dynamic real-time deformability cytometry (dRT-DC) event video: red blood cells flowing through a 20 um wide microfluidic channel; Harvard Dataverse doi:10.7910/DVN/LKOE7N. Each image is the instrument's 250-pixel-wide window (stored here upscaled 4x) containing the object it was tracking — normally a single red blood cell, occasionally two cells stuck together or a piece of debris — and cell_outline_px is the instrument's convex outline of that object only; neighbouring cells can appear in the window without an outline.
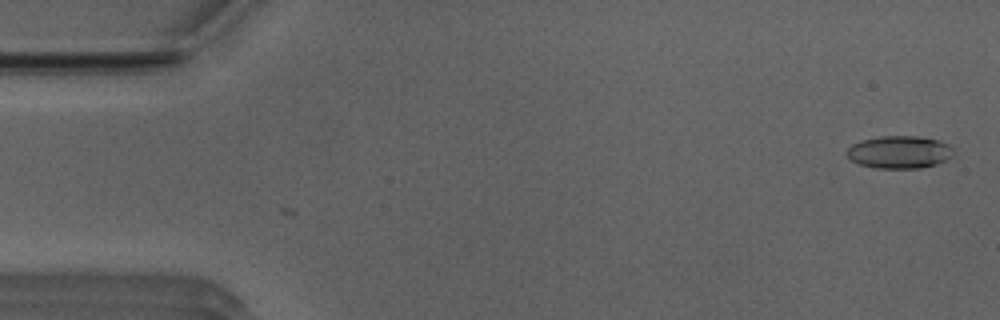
{"species": "Egyptian fruit bat (a non-hibernating species)", "species_latin": "Rousettus aegyptiacus", "temperature_condition": "room temperature", "stored_images_in_passage": 2, "camera_frame_rate_fps": 3000, "um_per_image_px": 0.085, "animal": {"sex": "male"}, "frame": {"image": 1, "passage_image": 2, "time_ms": 0.333, "image_size_px": [1000, 320], "cell_outline_px": [[952, 156], [936, 164], [920, 168], [876, 168], [860, 164], [852, 160], [848, 156], [848, 148], [852, 144], [860, 140], [880, 136], [916, 136], [936, 140], [948, 144], [952, 148]], "centroid_in_image_um": [76.43, 12.92], "position_along_channel_um": 8.6, "area_um2": 20.0}}